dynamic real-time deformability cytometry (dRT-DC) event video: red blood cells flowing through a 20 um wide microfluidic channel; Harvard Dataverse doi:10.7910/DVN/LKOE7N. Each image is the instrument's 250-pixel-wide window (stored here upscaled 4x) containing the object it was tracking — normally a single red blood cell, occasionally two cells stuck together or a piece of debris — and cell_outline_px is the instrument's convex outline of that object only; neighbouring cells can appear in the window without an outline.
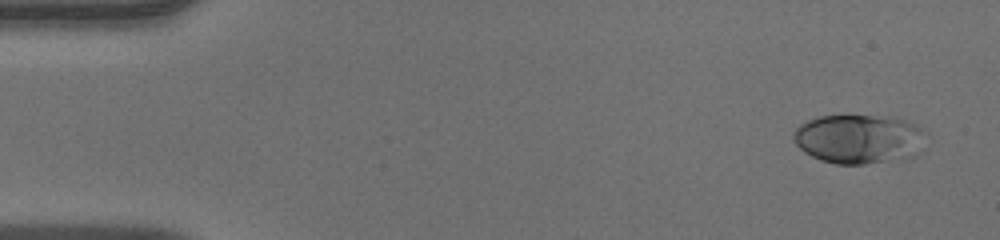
{"species": "human", "species_latin": "Homo sapiens", "temperature_condition": "warm", "stored_images_in_passage": 46, "camera_frame_rate_fps": 3000, "um_per_image_px": 0.085, "donor": {"sex": "male"}, "frame": {"image": 1, "passage_image": 1, "time_ms": 0.0, "image_size_px": [1000, 240], "cell_outline_px": [[920, 128], [916, 156], [864, 164], [836, 164], [820, 160], [804, 152], [796, 144], [792, 136], [796, 128], [800, 124], [808, 120], [820, 116], [888, 116], [904, 120], [916, 124]], "centroid_in_image_um": [72.89, 11.81], "position_along_channel_um": 12.1, "area_um2": 37.17}}
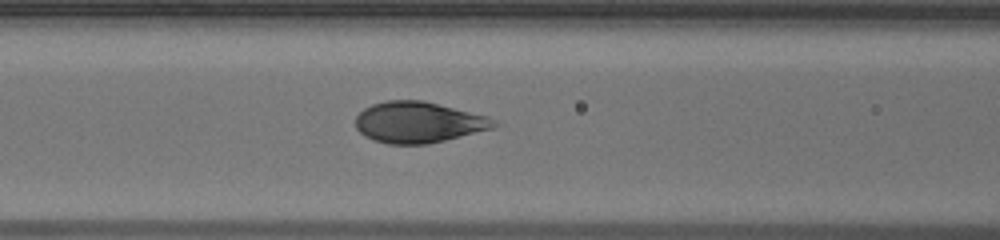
{"frame": {"image": 2, "passage_image": 18, "time_ms": 5.667, "image_size_px": [1000, 240], "cell_outline_px": [[500, 124], [492, 128], [428, 144], [388, 144], [372, 140], [364, 136], [356, 128], [356, 116], [364, 108], [372, 104], [384, 100], [424, 100], [488, 116], [496, 120]], "centroid_in_image_um": [35.55, 10.38], "position_along_channel_um": 131.1, "area_um2": 33.18}}
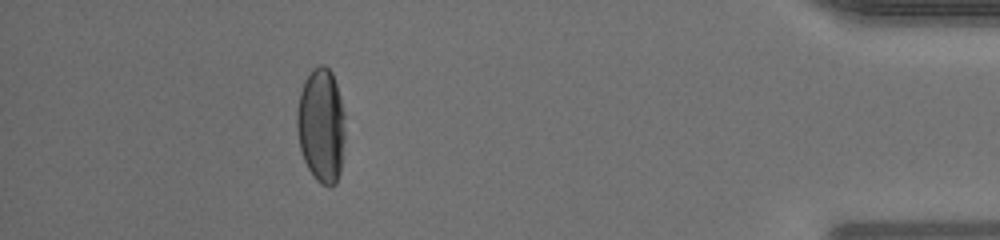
{"frame": {"image": 3, "passage_image": 41, "time_ms": 13.333, "image_size_px": [1000, 240], "cell_outline_px": [[344, 136], [340, 172], [336, 184], [328, 188], [320, 184], [312, 176], [304, 160], [300, 148], [296, 128], [296, 112], [300, 92], [304, 80], [312, 68], [320, 64], [324, 64], [332, 72], [340, 96], [344, 112]], "centroid_in_image_um": [27.29, 10.67], "position_along_channel_um": 407.9, "area_um2": 32.48}}